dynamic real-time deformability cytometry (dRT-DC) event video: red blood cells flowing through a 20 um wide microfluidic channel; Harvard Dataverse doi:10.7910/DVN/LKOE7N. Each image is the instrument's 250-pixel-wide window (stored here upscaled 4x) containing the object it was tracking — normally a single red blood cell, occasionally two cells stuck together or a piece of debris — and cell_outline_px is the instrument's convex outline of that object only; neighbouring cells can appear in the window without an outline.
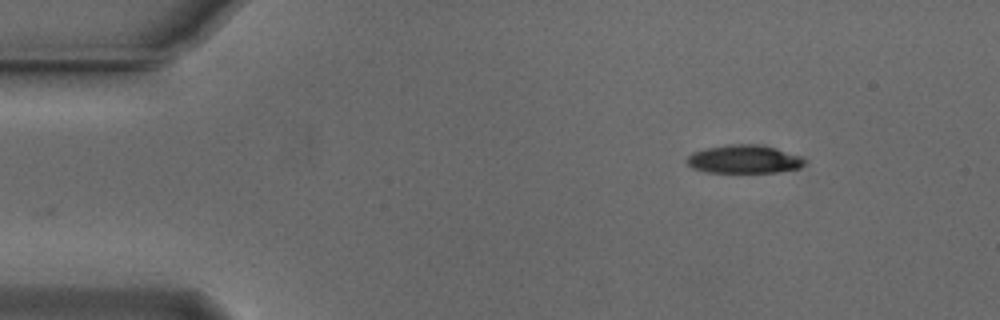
{"species": "Egyptian fruit bat (a non-hibernating species)", "species_latin": "Rousettus aegyptiacus", "temperature_condition": "cold", "stored_images_in_passage": 40, "camera_frame_rate_fps": 3000, "um_per_image_px": 0.085, "animal": {"sex": "male"}, "frame": {"image": 1, "passage_image": 1, "time_ms": 0.0, "image_size_px": [1000, 320], "cell_outline_px": [[808, 164], [800, 168], [780, 172], [704, 172], [692, 168], [684, 160], [692, 152], [704, 148], [728, 144], [764, 144], [800, 156], [808, 160]], "centroid_in_image_um": [63.27, 13.53], "position_along_channel_um": 21.7, "area_um2": 19.88}}
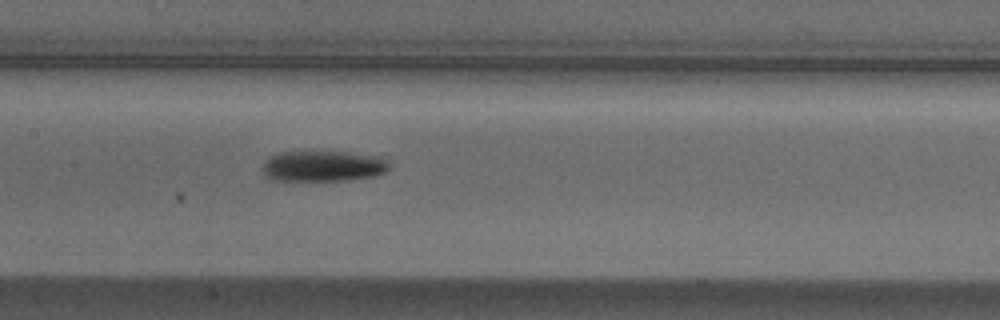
{"frame": {"image": 2, "passage_image": 20, "time_ms": 6.333, "image_size_px": [1000, 320], "cell_outline_px": [[388, 172], [376, 176], [348, 180], [272, 180], [260, 168], [272, 156], [280, 152], [348, 152], [380, 156], [388, 160]], "centroid_in_image_um": [27.53, 14.12], "position_along_channel_um": 179.9, "area_um2": 22.66}}
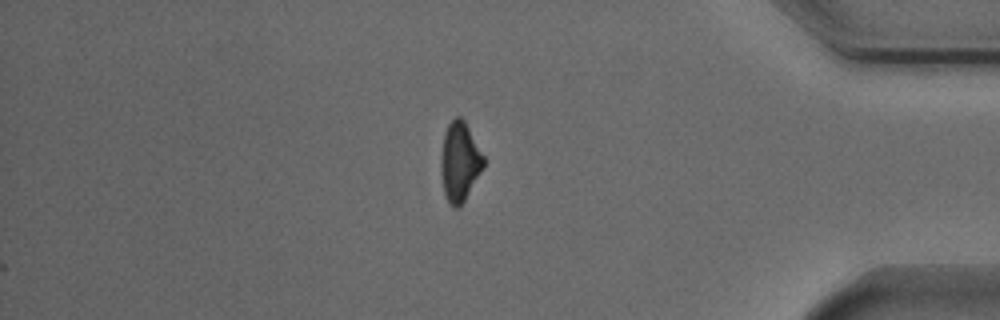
{"frame": {"image": 3, "passage_image": 40, "time_ms": 13.0, "image_size_px": [1000, 320], "cell_outline_px": [[484, 168], [464, 200], [456, 208], [452, 208], [444, 196], [440, 172], [440, 160], [444, 132], [448, 124], [456, 116], [460, 116], [464, 120], [484, 156]], "centroid_in_image_um": [39.05, 13.76], "position_along_channel_um": 396.1, "area_um2": 19.83}, "authors_computed_cell_mechanics": {"area_um2": 21.3282, "velocity_mm_per_s": 3.7513, "shape_relaxation_time_tau1_ms": 2.3567, "shape_relaxation_time_tau2_ms": null, "deformation_change_tau1": 0.1344, "deformation_change_tau2": null}}